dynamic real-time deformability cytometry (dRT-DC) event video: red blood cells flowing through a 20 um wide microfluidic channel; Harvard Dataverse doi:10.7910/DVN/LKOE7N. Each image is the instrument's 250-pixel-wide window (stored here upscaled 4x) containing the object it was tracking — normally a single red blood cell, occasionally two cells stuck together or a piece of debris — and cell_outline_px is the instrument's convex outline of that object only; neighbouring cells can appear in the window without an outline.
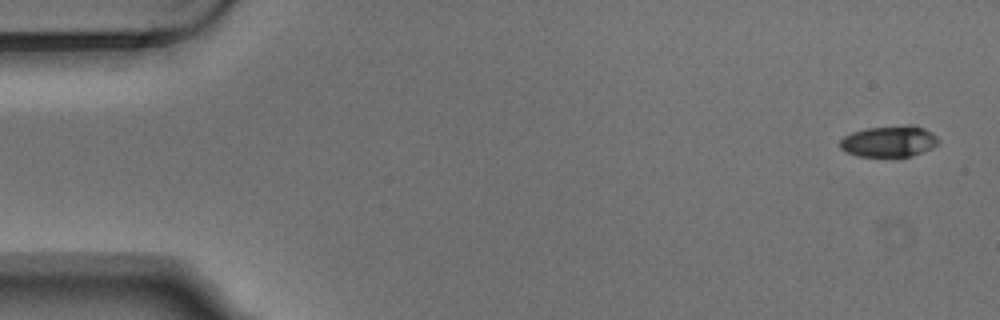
{"species": "Egyptian fruit bat (a non-hibernating species)", "species_latin": "Rousettus aegyptiacus", "temperature_condition": "warm", "stored_images_in_passage": 5, "camera_frame_rate_fps": 3000, "um_per_image_px": 0.085, "animal": {"sex": "male"}, "frame": {"image": 1, "passage_image": 1, "time_ms": 0.0, "image_size_px": [1000, 320], "cell_outline_px": [[940, 144], [932, 148], [912, 156], [856, 156], [840, 148], [840, 140], [844, 136], [852, 132], [864, 128], [904, 124], [916, 124], [932, 132], [940, 140]], "centroid_in_image_um": [75.62, 11.98], "position_along_channel_um": 9.4, "area_um2": 18.26}}
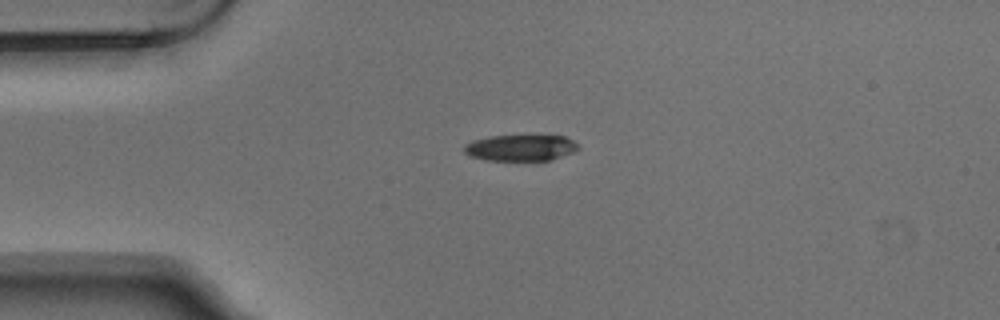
{"frame": {"image": 2, "passage_image": 4, "time_ms": 1.0, "image_size_px": [1000, 320], "cell_outline_px": [[580, 148], [572, 152], [548, 160], [484, 160], [468, 156], [464, 152], [464, 144], [472, 140], [488, 136], [564, 136], [572, 140]], "centroid_in_image_um": [44.17, 12.56], "position_along_channel_um": 40.8, "area_um2": 17.28}}